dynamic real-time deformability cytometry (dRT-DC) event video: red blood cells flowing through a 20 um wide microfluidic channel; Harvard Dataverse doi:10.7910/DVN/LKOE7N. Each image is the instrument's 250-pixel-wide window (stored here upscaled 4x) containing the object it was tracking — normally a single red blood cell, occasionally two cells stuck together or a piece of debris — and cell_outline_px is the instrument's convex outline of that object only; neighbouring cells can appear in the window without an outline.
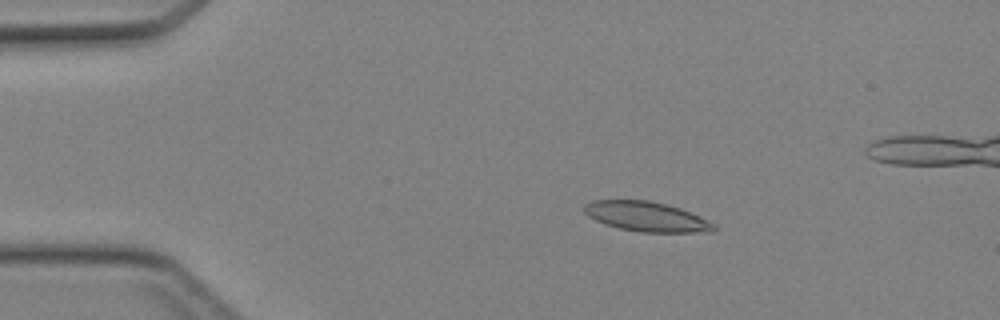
{"species": "Egyptian fruit bat (a non-hibernating species)", "species_latin": "Rousettus aegyptiacus", "temperature_condition": "cold", "stored_images_in_passage": 44, "camera_frame_rate_fps": 3000, "um_per_image_px": 0.085, "animal": {"sex": "female"}, "frame": {"image": 1, "passage_image": 6, "time_ms": 1.667, "image_size_px": [1000, 320], "cell_outline_px": [[716, 232], [640, 232], [620, 228], [604, 224], [588, 216], [584, 212], [584, 204], [592, 200], [648, 200], [680, 208], [716, 224]], "centroid_in_image_um": [54.95, 18.41], "position_along_channel_um": 30.1, "area_um2": 22.43}}
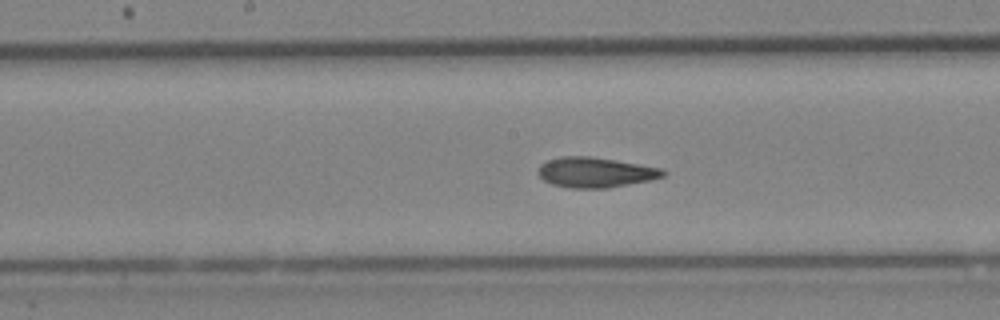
{"frame": {"image": 2, "passage_image": 21, "time_ms": 6.667, "image_size_px": [1000, 320], "cell_outline_px": [[668, 172], [664, 176], [648, 180], [608, 188], [568, 188], [552, 184], [544, 180], [536, 172], [540, 164], [548, 160], [560, 156], [592, 156], [616, 160], [660, 168]], "centroid_in_image_um": [50.57, 14.64], "position_along_channel_um": 197.6, "area_um2": 21.96}}
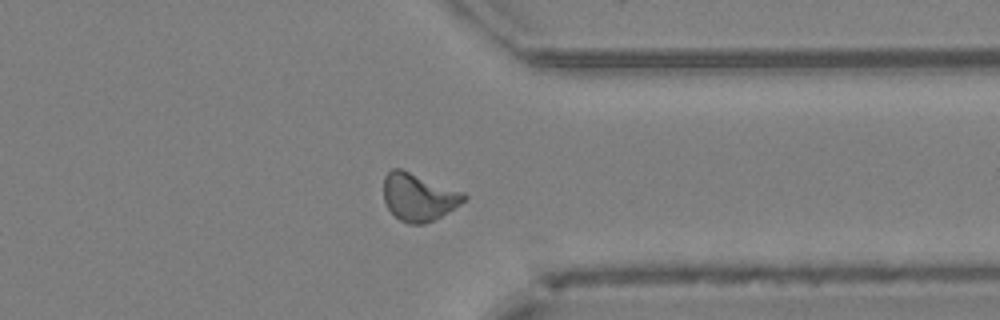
{"frame": {"image": 3, "passage_image": 33, "time_ms": 10.667, "image_size_px": [1000, 320], "cell_outline_px": [[468, 196], [460, 204], [440, 216], [424, 224], [408, 224], [400, 220], [388, 208], [384, 200], [384, 176], [392, 168], [400, 168], [464, 192]], "centroid_in_image_um": [35.56, 16.74], "position_along_channel_um": 375.8, "area_um2": 22.02}}